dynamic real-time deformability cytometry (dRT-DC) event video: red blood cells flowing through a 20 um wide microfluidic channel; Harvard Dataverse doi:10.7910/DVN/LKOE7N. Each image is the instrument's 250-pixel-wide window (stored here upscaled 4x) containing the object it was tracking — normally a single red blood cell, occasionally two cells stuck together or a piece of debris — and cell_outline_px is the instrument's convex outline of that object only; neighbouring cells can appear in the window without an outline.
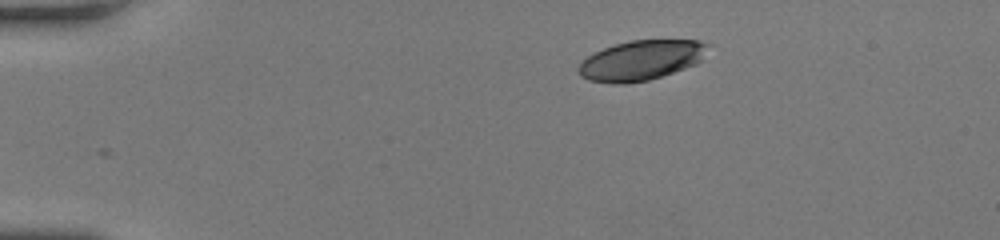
{"species": "human", "species_latin": "Homo sapiens", "temperature_condition": "room temperature", "stored_images_in_passage": 43, "camera_frame_rate_fps": 3000, "um_per_image_px": 0.085, "donor": {"sex": "female"}, "frame": {"image": 1, "passage_image": 1, "time_ms": 0.0, "image_size_px": [1000, 240], "cell_outline_px": [[708, 44], [700, 60], [696, 64], [648, 80], [624, 84], [612, 84], [588, 80], [580, 76], [576, 72], [576, 68], [588, 56], [604, 48], [616, 44], [632, 40], [700, 40]], "centroid_in_image_um": [54.43, 5.14], "position_along_channel_um": 30.6, "area_um2": 29.82}}
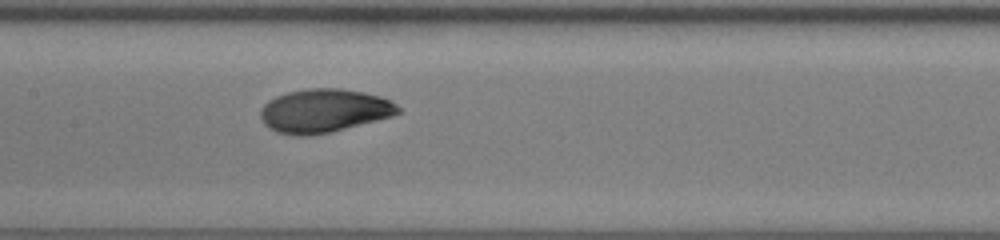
{"frame": {"image": 2, "passage_image": 18, "time_ms": 5.667, "image_size_px": [1000, 240], "cell_outline_px": [[400, 112], [392, 116], [328, 132], [308, 136], [292, 136], [276, 132], [268, 128], [264, 124], [260, 116], [260, 108], [268, 100], [276, 96], [288, 92], [308, 88], [340, 88], [364, 92], [380, 96], [396, 104], [400, 108]], "centroid_in_image_um": [27.49, 9.41], "position_along_channel_um": 179.9, "area_um2": 34.85}}
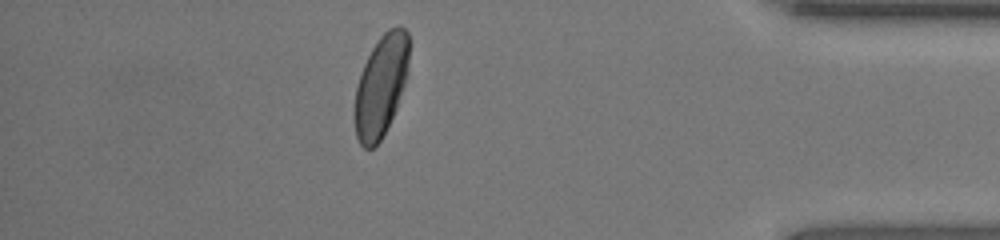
{"frame": {"image": 3, "passage_image": 37, "time_ms": 12.0, "image_size_px": [1000, 240], "cell_outline_px": [[408, 68], [404, 84], [396, 108], [380, 140], [372, 148], [364, 148], [360, 144], [356, 136], [356, 88], [364, 64], [372, 48], [380, 36], [388, 28], [396, 24], [400, 24], [408, 32]], "centroid_in_image_um": [32.4, 7.23], "position_along_channel_um": 402.8, "area_um2": 31.5}, "authors_computed_cell_mechanics": {"area_um2": 33.524, "velocity_mm_per_s": 4.063, "shape_relaxation_time_tau1_ms": 3.4773, "shape_relaxation_time_tau2_ms": 0.8776, "deformation_change_tau1": 0.1657, "deformation_change_tau2": 0.0392}}